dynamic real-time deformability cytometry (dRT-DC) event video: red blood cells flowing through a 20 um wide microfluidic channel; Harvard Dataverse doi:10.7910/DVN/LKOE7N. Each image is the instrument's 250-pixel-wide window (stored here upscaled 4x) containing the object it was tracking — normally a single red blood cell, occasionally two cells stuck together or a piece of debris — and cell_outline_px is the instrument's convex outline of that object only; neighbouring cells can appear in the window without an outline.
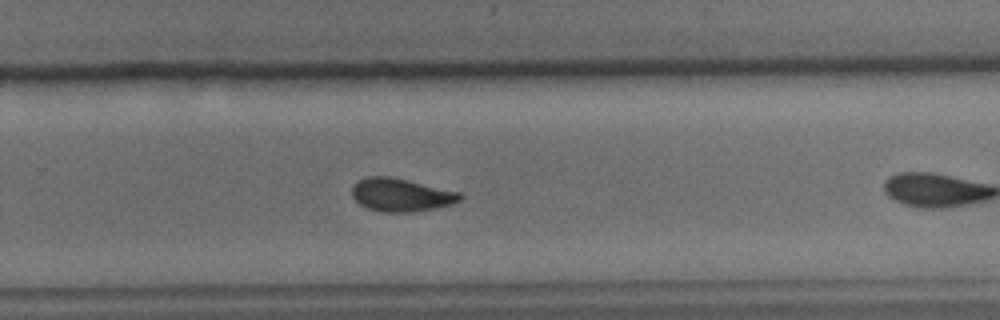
{"species": "common noctule bat (a hibernating species)", "species_latin": "Nyctalus noctula", "temperature_condition": "cold", "stored_images_in_passage": 30, "camera_frame_rate_fps": 3000, "um_per_image_px": 0.085, "animal": {"sex": "male", "body_mass_g": 15.6}, "frame": {"image": 1, "passage_image": 22, "time_ms": 7.0, "image_size_px": [1000, 320], "cell_outline_px": [[464, 196], [460, 200], [452, 204], [412, 212], [384, 212], [368, 208], [360, 204], [352, 196], [352, 188], [360, 180], [368, 176], [388, 176], [408, 180], [460, 192]], "centroid_in_image_um": [34.1, 16.56], "position_along_channel_um": 295.7, "area_um2": 20.58}}